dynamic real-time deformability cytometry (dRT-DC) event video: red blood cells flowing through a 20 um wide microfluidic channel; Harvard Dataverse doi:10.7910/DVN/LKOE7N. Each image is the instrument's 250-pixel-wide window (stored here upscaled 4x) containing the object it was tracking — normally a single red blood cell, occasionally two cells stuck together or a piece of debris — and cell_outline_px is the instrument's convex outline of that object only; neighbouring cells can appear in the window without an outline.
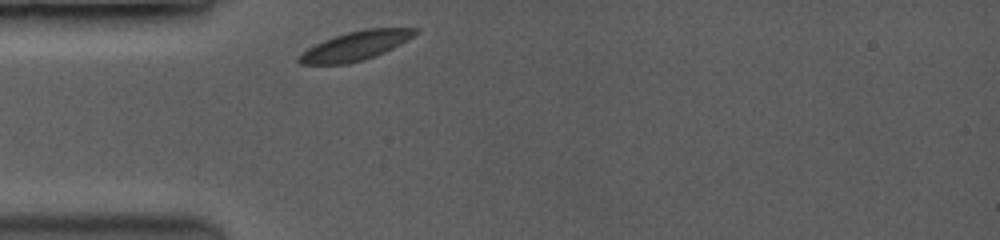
{"species": "common noctule bat (a hibernating species)", "species_latin": "Nyctalus noctula", "temperature_condition": "room temperature", "stored_images_in_passage": 42, "camera_frame_rate_fps": 3500, "um_per_image_px": 0.085, "animal": {"sex": "female", "body_mass_g": 19.0, "forearm_length_mm": 53.3}, "frame": {"image": 1, "passage_image": 1, "time_ms": 0.0, "image_size_px": [1000, 240], "cell_outline_px": [[420, 32], [392, 48], [384, 52], [360, 60], [344, 64], [300, 64], [296, 60], [308, 48], [324, 40], [348, 32], [364, 28], [420, 28]], "centroid_in_image_um": [30.24, 3.88], "position_along_channel_um": 54.8, "area_um2": 19.19}}
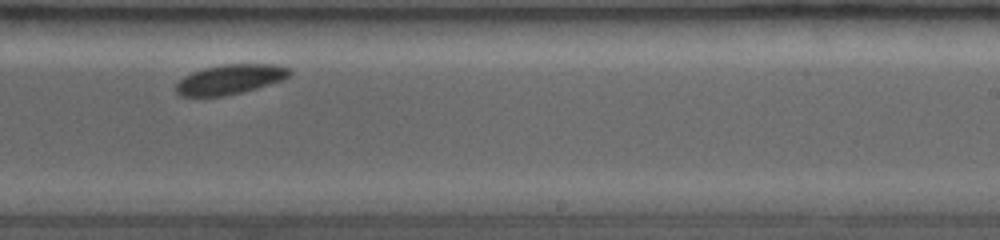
{"frame": {"image": 2, "passage_image": 25, "time_ms": 5.714, "image_size_px": [1000, 240], "cell_outline_px": [[292, 72], [288, 76], [280, 80], [256, 88], [240, 92], [220, 96], [184, 96], [176, 92], [176, 84], [184, 76], [192, 72], [204, 68], [224, 64], [276, 64], [292, 68]], "centroid_in_image_um": [19.56, 6.72], "position_along_channel_um": 269.4, "area_um2": 19.42}}
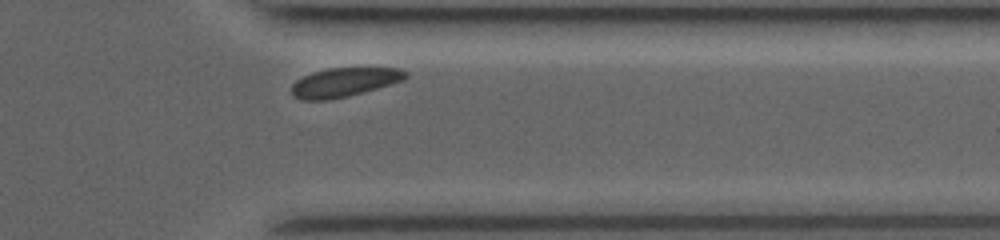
{"frame": {"image": 3, "passage_image": 39, "time_ms": 8.571, "image_size_px": [1000, 240], "cell_outline_px": [[408, 76], [400, 80], [376, 88], [348, 96], [328, 100], [300, 100], [292, 96], [292, 84], [296, 80], [312, 72], [328, 68], [396, 68], [404, 72]], "centroid_in_image_um": [29.15, 7.0], "position_along_channel_um": 382.2, "area_um2": 18.9}}